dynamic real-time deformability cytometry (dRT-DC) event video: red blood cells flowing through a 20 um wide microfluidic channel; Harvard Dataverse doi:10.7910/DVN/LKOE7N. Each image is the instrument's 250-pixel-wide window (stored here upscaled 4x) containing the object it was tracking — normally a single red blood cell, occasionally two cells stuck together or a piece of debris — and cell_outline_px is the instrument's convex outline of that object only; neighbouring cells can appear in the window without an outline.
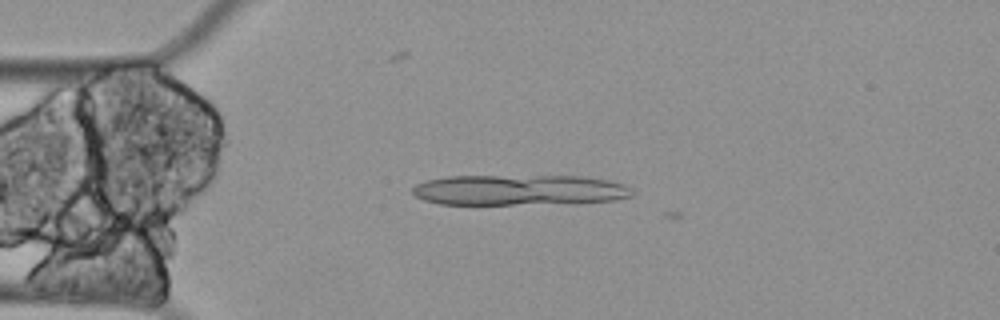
{"species": "Egyptian fruit bat (a non-hibernating species)", "species_latin": "Rousettus aegyptiacus", "temperature_condition": "cold", "stored_images_in_passage": 3, "camera_frame_rate_fps": 3000, "um_per_image_px": 0.085, "animal": {"sex": "female"}, "frame": {"image": 1, "passage_image": 1, "time_ms": 0.0, "image_size_px": [1000, 320], "cell_outline_px": [[632, 196], [616, 200], [572, 204], [440, 204], [424, 200], [416, 196], [412, 192], [412, 188], [416, 184], [428, 180], [448, 176], [580, 176], [608, 180], [624, 184], [632, 188]], "centroid_in_image_um": [44.19, 16.16], "position_along_channel_um": 40.8, "area_um2": 39.54}}